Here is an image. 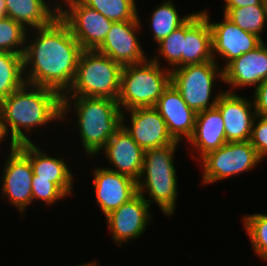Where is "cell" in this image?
I'll list each match as a JSON object with an SVG mask.
<instances>
[{
  "instance_id": "obj_11",
  "label": "cell",
  "mask_w": 267,
  "mask_h": 266,
  "mask_svg": "<svg viewBox=\"0 0 267 266\" xmlns=\"http://www.w3.org/2000/svg\"><path fill=\"white\" fill-rule=\"evenodd\" d=\"M140 20V17L137 16L132 21L113 22L104 41L96 50L122 66L147 60V54L136 36V33L142 28Z\"/></svg>"
},
{
  "instance_id": "obj_20",
  "label": "cell",
  "mask_w": 267,
  "mask_h": 266,
  "mask_svg": "<svg viewBox=\"0 0 267 266\" xmlns=\"http://www.w3.org/2000/svg\"><path fill=\"white\" fill-rule=\"evenodd\" d=\"M30 160L33 178L44 179L55 183L67 196L72 195L74 177L66 161L51 157L43 152L34 142L16 145Z\"/></svg>"
},
{
  "instance_id": "obj_38",
  "label": "cell",
  "mask_w": 267,
  "mask_h": 266,
  "mask_svg": "<svg viewBox=\"0 0 267 266\" xmlns=\"http://www.w3.org/2000/svg\"><path fill=\"white\" fill-rule=\"evenodd\" d=\"M263 4H264L265 10L267 12V0H263Z\"/></svg>"
},
{
  "instance_id": "obj_24",
  "label": "cell",
  "mask_w": 267,
  "mask_h": 266,
  "mask_svg": "<svg viewBox=\"0 0 267 266\" xmlns=\"http://www.w3.org/2000/svg\"><path fill=\"white\" fill-rule=\"evenodd\" d=\"M158 7H155L151 14L150 29L155 43H159L166 36L171 34L176 28L183 25L191 16H180L172 0L162 1ZM181 17V18H180Z\"/></svg>"
},
{
  "instance_id": "obj_17",
  "label": "cell",
  "mask_w": 267,
  "mask_h": 266,
  "mask_svg": "<svg viewBox=\"0 0 267 266\" xmlns=\"http://www.w3.org/2000/svg\"><path fill=\"white\" fill-rule=\"evenodd\" d=\"M154 108L166 122L167 130L175 141L192 136L197 113L183 100L179 91L170 83Z\"/></svg>"
},
{
  "instance_id": "obj_1",
  "label": "cell",
  "mask_w": 267,
  "mask_h": 266,
  "mask_svg": "<svg viewBox=\"0 0 267 266\" xmlns=\"http://www.w3.org/2000/svg\"><path fill=\"white\" fill-rule=\"evenodd\" d=\"M32 31L34 38L26 37L23 53L25 82L51 88L63 96L74 81L83 49L59 16Z\"/></svg>"
},
{
  "instance_id": "obj_36",
  "label": "cell",
  "mask_w": 267,
  "mask_h": 266,
  "mask_svg": "<svg viewBox=\"0 0 267 266\" xmlns=\"http://www.w3.org/2000/svg\"><path fill=\"white\" fill-rule=\"evenodd\" d=\"M5 138H7V135L5 133V130H4V127H3L2 118H1V115H0V143H2L3 139L5 140Z\"/></svg>"
},
{
  "instance_id": "obj_34",
  "label": "cell",
  "mask_w": 267,
  "mask_h": 266,
  "mask_svg": "<svg viewBox=\"0 0 267 266\" xmlns=\"http://www.w3.org/2000/svg\"><path fill=\"white\" fill-rule=\"evenodd\" d=\"M224 8H239L253 5H264L263 0H224Z\"/></svg>"
},
{
  "instance_id": "obj_6",
  "label": "cell",
  "mask_w": 267,
  "mask_h": 266,
  "mask_svg": "<svg viewBox=\"0 0 267 266\" xmlns=\"http://www.w3.org/2000/svg\"><path fill=\"white\" fill-rule=\"evenodd\" d=\"M123 66L97 50L80 54L74 81L62 97L118 99Z\"/></svg>"
},
{
  "instance_id": "obj_7",
  "label": "cell",
  "mask_w": 267,
  "mask_h": 266,
  "mask_svg": "<svg viewBox=\"0 0 267 266\" xmlns=\"http://www.w3.org/2000/svg\"><path fill=\"white\" fill-rule=\"evenodd\" d=\"M218 78L223 82V68H220L215 60L171 70L172 85L196 113L216 107L219 97L224 92L221 90L212 96Z\"/></svg>"
},
{
  "instance_id": "obj_35",
  "label": "cell",
  "mask_w": 267,
  "mask_h": 266,
  "mask_svg": "<svg viewBox=\"0 0 267 266\" xmlns=\"http://www.w3.org/2000/svg\"><path fill=\"white\" fill-rule=\"evenodd\" d=\"M7 17L5 0H0V18Z\"/></svg>"
},
{
  "instance_id": "obj_28",
  "label": "cell",
  "mask_w": 267,
  "mask_h": 266,
  "mask_svg": "<svg viewBox=\"0 0 267 266\" xmlns=\"http://www.w3.org/2000/svg\"><path fill=\"white\" fill-rule=\"evenodd\" d=\"M184 40H185V23L176 28L171 34L157 43V51L159 53L157 57L154 56L151 59L160 65V56L167 60L170 66L169 70L182 67V53L184 52Z\"/></svg>"
},
{
  "instance_id": "obj_32",
  "label": "cell",
  "mask_w": 267,
  "mask_h": 266,
  "mask_svg": "<svg viewBox=\"0 0 267 266\" xmlns=\"http://www.w3.org/2000/svg\"><path fill=\"white\" fill-rule=\"evenodd\" d=\"M257 122V123H256ZM256 123V124H255ZM250 143L257 154L264 159L267 156V118L257 115L253 122Z\"/></svg>"
},
{
  "instance_id": "obj_37",
  "label": "cell",
  "mask_w": 267,
  "mask_h": 266,
  "mask_svg": "<svg viewBox=\"0 0 267 266\" xmlns=\"http://www.w3.org/2000/svg\"><path fill=\"white\" fill-rule=\"evenodd\" d=\"M76 266H97V262L90 261L88 263L76 265Z\"/></svg>"
},
{
  "instance_id": "obj_4",
  "label": "cell",
  "mask_w": 267,
  "mask_h": 266,
  "mask_svg": "<svg viewBox=\"0 0 267 266\" xmlns=\"http://www.w3.org/2000/svg\"><path fill=\"white\" fill-rule=\"evenodd\" d=\"M179 141L144 151L142 172L137 180V192L149 205L157 203L163 214L172 217L177 206V175L174 155ZM147 191V192H146ZM145 192V193H144ZM147 193L149 199L145 197Z\"/></svg>"
},
{
  "instance_id": "obj_22",
  "label": "cell",
  "mask_w": 267,
  "mask_h": 266,
  "mask_svg": "<svg viewBox=\"0 0 267 266\" xmlns=\"http://www.w3.org/2000/svg\"><path fill=\"white\" fill-rule=\"evenodd\" d=\"M188 141L193 147L191 151H197H193V155L194 158H199V161L207 153L227 143L224 121L216 107L197 113L194 131Z\"/></svg>"
},
{
  "instance_id": "obj_18",
  "label": "cell",
  "mask_w": 267,
  "mask_h": 266,
  "mask_svg": "<svg viewBox=\"0 0 267 266\" xmlns=\"http://www.w3.org/2000/svg\"><path fill=\"white\" fill-rule=\"evenodd\" d=\"M223 68V83L232 88L253 86L254 89L267 80V45L263 41Z\"/></svg>"
},
{
  "instance_id": "obj_19",
  "label": "cell",
  "mask_w": 267,
  "mask_h": 266,
  "mask_svg": "<svg viewBox=\"0 0 267 266\" xmlns=\"http://www.w3.org/2000/svg\"><path fill=\"white\" fill-rule=\"evenodd\" d=\"M112 164L111 170L137 181L142 172L144 150L133 140L123 126L112 136L100 151Z\"/></svg>"
},
{
  "instance_id": "obj_9",
  "label": "cell",
  "mask_w": 267,
  "mask_h": 266,
  "mask_svg": "<svg viewBox=\"0 0 267 266\" xmlns=\"http://www.w3.org/2000/svg\"><path fill=\"white\" fill-rule=\"evenodd\" d=\"M63 2L65 5L57 3L58 16L67 24L83 50H96L110 31L113 21L78 0Z\"/></svg>"
},
{
  "instance_id": "obj_26",
  "label": "cell",
  "mask_w": 267,
  "mask_h": 266,
  "mask_svg": "<svg viewBox=\"0 0 267 266\" xmlns=\"http://www.w3.org/2000/svg\"><path fill=\"white\" fill-rule=\"evenodd\" d=\"M223 10L224 15L241 29L261 38L267 23V12L264 5L223 8Z\"/></svg>"
},
{
  "instance_id": "obj_31",
  "label": "cell",
  "mask_w": 267,
  "mask_h": 266,
  "mask_svg": "<svg viewBox=\"0 0 267 266\" xmlns=\"http://www.w3.org/2000/svg\"><path fill=\"white\" fill-rule=\"evenodd\" d=\"M68 196L53 182L44 179H32V203L44 202L48 205L55 203Z\"/></svg>"
},
{
  "instance_id": "obj_10",
  "label": "cell",
  "mask_w": 267,
  "mask_h": 266,
  "mask_svg": "<svg viewBox=\"0 0 267 266\" xmlns=\"http://www.w3.org/2000/svg\"><path fill=\"white\" fill-rule=\"evenodd\" d=\"M3 168L1 191L4 198L12 203L24 216L32 204L33 170L29 158L12 142Z\"/></svg>"
},
{
  "instance_id": "obj_33",
  "label": "cell",
  "mask_w": 267,
  "mask_h": 266,
  "mask_svg": "<svg viewBox=\"0 0 267 266\" xmlns=\"http://www.w3.org/2000/svg\"><path fill=\"white\" fill-rule=\"evenodd\" d=\"M253 101L256 115L267 118V80L254 89Z\"/></svg>"
},
{
  "instance_id": "obj_23",
  "label": "cell",
  "mask_w": 267,
  "mask_h": 266,
  "mask_svg": "<svg viewBox=\"0 0 267 266\" xmlns=\"http://www.w3.org/2000/svg\"><path fill=\"white\" fill-rule=\"evenodd\" d=\"M5 4L7 17L22 24L29 31L48 25L59 14L58 4L52 5V8L45 0H5Z\"/></svg>"
},
{
  "instance_id": "obj_13",
  "label": "cell",
  "mask_w": 267,
  "mask_h": 266,
  "mask_svg": "<svg viewBox=\"0 0 267 266\" xmlns=\"http://www.w3.org/2000/svg\"><path fill=\"white\" fill-rule=\"evenodd\" d=\"M105 217L112 239L118 246L139 238L152 220L150 205L139 193Z\"/></svg>"
},
{
  "instance_id": "obj_29",
  "label": "cell",
  "mask_w": 267,
  "mask_h": 266,
  "mask_svg": "<svg viewBox=\"0 0 267 266\" xmlns=\"http://www.w3.org/2000/svg\"><path fill=\"white\" fill-rule=\"evenodd\" d=\"M27 30L9 17L0 18V51L23 55Z\"/></svg>"
},
{
  "instance_id": "obj_2",
  "label": "cell",
  "mask_w": 267,
  "mask_h": 266,
  "mask_svg": "<svg viewBox=\"0 0 267 266\" xmlns=\"http://www.w3.org/2000/svg\"><path fill=\"white\" fill-rule=\"evenodd\" d=\"M0 115L14 145L33 142L24 131L31 133L39 126L62 121V96L51 88L25 82L0 102Z\"/></svg>"
},
{
  "instance_id": "obj_16",
  "label": "cell",
  "mask_w": 267,
  "mask_h": 266,
  "mask_svg": "<svg viewBox=\"0 0 267 266\" xmlns=\"http://www.w3.org/2000/svg\"><path fill=\"white\" fill-rule=\"evenodd\" d=\"M93 185L96 202L106 216L133 198L137 192V181L119 174L109 167H95Z\"/></svg>"
},
{
  "instance_id": "obj_30",
  "label": "cell",
  "mask_w": 267,
  "mask_h": 266,
  "mask_svg": "<svg viewBox=\"0 0 267 266\" xmlns=\"http://www.w3.org/2000/svg\"><path fill=\"white\" fill-rule=\"evenodd\" d=\"M242 219L253 252L267 262V214L253 213Z\"/></svg>"
},
{
  "instance_id": "obj_21",
  "label": "cell",
  "mask_w": 267,
  "mask_h": 266,
  "mask_svg": "<svg viewBox=\"0 0 267 266\" xmlns=\"http://www.w3.org/2000/svg\"><path fill=\"white\" fill-rule=\"evenodd\" d=\"M212 32L201 11L193 13L185 22L182 67L212 61Z\"/></svg>"
},
{
  "instance_id": "obj_27",
  "label": "cell",
  "mask_w": 267,
  "mask_h": 266,
  "mask_svg": "<svg viewBox=\"0 0 267 266\" xmlns=\"http://www.w3.org/2000/svg\"><path fill=\"white\" fill-rule=\"evenodd\" d=\"M113 22L132 21L139 14L135 0H78Z\"/></svg>"
},
{
  "instance_id": "obj_5",
  "label": "cell",
  "mask_w": 267,
  "mask_h": 266,
  "mask_svg": "<svg viewBox=\"0 0 267 266\" xmlns=\"http://www.w3.org/2000/svg\"><path fill=\"white\" fill-rule=\"evenodd\" d=\"M164 68L151 58L123 66L117 99L122 112L155 106L171 83V71L169 67Z\"/></svg>"
},
{
  "instance_id": "obj_14",
  "label": "cell",
  "mask_w": 267,
  "mask_h": 266,
  "mask_svg": "<svg viewBox=\"0 0 267 266\" xmlns=\"http://www.w3.org/2000/svg\"><path fill=\"white\" fill-rule=\"evenodd\" d=\"M236 94L231 90H224L218 99L216 108L220 111L227 142L249 141L256 111L254 101ZM254 109V110H253Z\"/></svg>"
},
{
  "instance_id": "obj_25",
  "label": "cell",
  "mask_w": 267,
  "mask_h": 266,
  "mask_svg": "<svg viewBox=\"0 0 267 266\" xmlns=\"http://www.w3.org/2000/svg\"><path fill=\"white\" fill-rule=\"evenodd\" d=\"M24 83L23 55L0 51V102Z\"/></svg>"
},
{
  "instance_id": "obj_3",
  "label": "cell",
  "mask_w": 267,
  "mask_h": 266,
  "mask_svg": "<svg viewBox=\"0 0 267 266\" xmlns=\"http://www.w3.org/2000/svg\"><path fill=\"white\" fill-rule=\"evenodd\" d=\"M72 105L77 113L76 126L84 152L90 157L101 154L99 152L110 137L122 126L123 113L117 100L106 97H62L63 121Z\"/></svg>"
},
{
  "instance_id": "obj_12",
  "label": "cell",
  "mask_w": 267,
  "mask_h": 266,
  "mask_svg": "<svg viewBox=\"0 0 267 266\" xmlns=\"http://www.w3.org/2000/svg\"><path fill=\"white\" fill-rule=\"evenodd\" d=\"M201 12L207 18L211 28L213 59L216 61L215 55L219 54L226 63L224 67L235 58L254 50L263 42L262 38L244 31L225 15L221 22H210V14L206 10Z\"/></svg>"
},
{
  "instance_id": "obj_15",
  "label": "cell",
  "mask_w": 267,
  "mask_h": 266,
  "mask_svg": "<svg viewBox=\"0 0 267 266\" xmlns=\"http://www.w3.org/2000/svg\"><path fill=\"white\" fill-rule=\"evenodd\" d=\"M127 112L131 125L125 124L126 114L123 111L122 126L144 151L176 142L169 134L166 122L154 107L135 108Z\"/></svg>"
},
{
  "instance_id": "obj_8",
  "label": "cell",
  "mask_w": 267,
  "mask_h": 266,
  "mask_svg": "<svg viewBox=\"0 0 267 266\" xmlns=\"http://www.w3.org/2000/svg\"><path fill=\"white\" fill-rule=\"evenodd\" d=\"M202 183L213 184L240 173L249 172L263 159L257 154L250 141L227 142L220 148L203 156Z\"/></svg>"
}]
</instances>
